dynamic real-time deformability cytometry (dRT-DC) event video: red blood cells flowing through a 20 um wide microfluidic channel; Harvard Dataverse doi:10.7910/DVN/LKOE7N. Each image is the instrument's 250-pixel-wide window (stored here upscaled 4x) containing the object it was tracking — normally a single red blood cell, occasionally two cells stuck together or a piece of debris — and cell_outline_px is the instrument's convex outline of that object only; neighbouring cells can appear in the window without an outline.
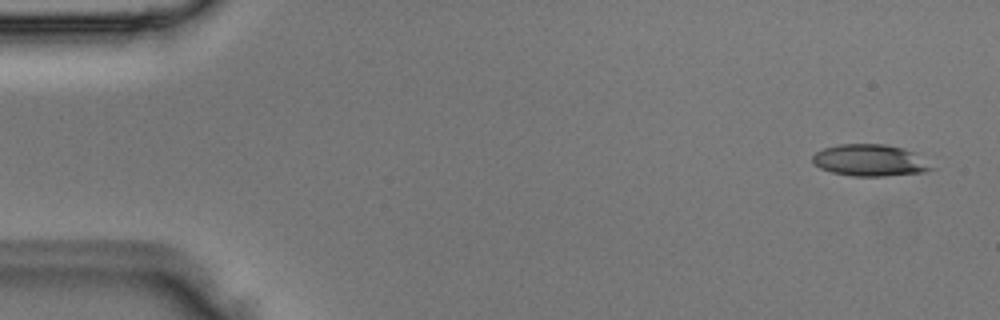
{"species": "Egyptian fruit bat (a non-hibernating species)", "species_latin": "Rousettus aegyptiacus", "temperature_condition": "room temperature", "stored_images_in_passage": 5, "camera_frame_rate_fps": 3000, "um_per_image_px": 0.085, "animal": {"sex": "male"}, "frame": {"image": 1, "passage_image": 1, "time_ms": 0.0, "image_size_px": [1000, 320], "cell_outline_px": [[936, 168], [924, 172], [884, 176], [856, 176], [832, 172], [820, 168], [812, 160], [812, 156], [816, 152], [824, 148], [840, 144], [884, 144], [904, 148], [912, 152]], "centroid_in_image_um": [73.94, 13.62], "position_along_channel_um": 11.1, "area_um2": 21.73}}
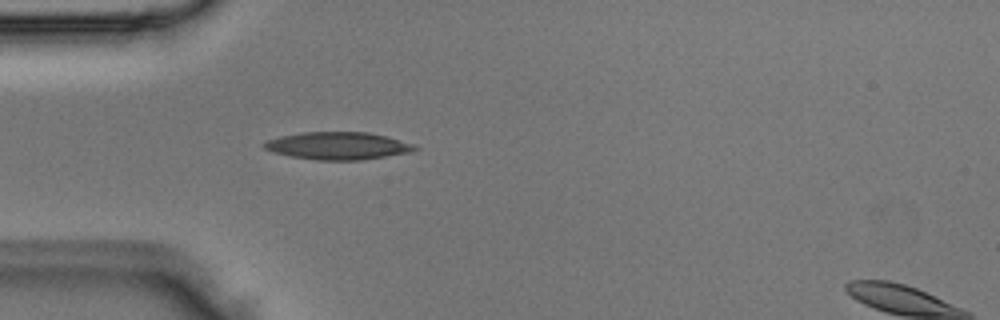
{"frame": {"image": 2, "passage_image": 4, "time_ms": 1.0, "image_size_px": [1000, 320], "cell_outline_px": [[420, 148], [408, 152], [360, 160], [316, 160], [292, 156], [272, 152], [264, 148], [260, 144], [264, 140], [280, 136], [300, 132], [368, 132], [388, 136], [412, 144]], "centroid_in_image_um": [28.65, 12.38], "position_along_channel_um": 56.4, "area_um2": 24.16}}